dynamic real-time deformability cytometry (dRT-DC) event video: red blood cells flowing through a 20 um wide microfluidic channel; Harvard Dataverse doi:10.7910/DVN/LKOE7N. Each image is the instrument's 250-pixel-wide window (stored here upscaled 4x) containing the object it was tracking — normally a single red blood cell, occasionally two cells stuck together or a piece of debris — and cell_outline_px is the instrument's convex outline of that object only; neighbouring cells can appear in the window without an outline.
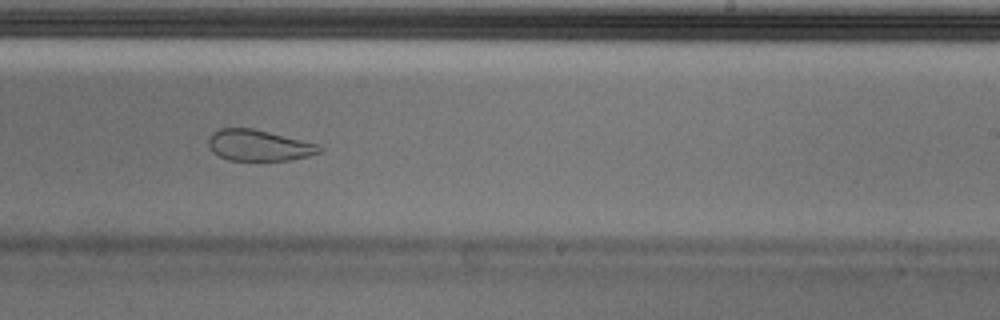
{"species": "Egyptian fruit bat (a non-hibernating species)", "species_latin": "Rousettus aegyptiacus", "temperature_condition": "cold", "stored_images_in_passage": 50, "camera_frame_rate_fps": 3000, "um_per_image_px": 0.085, "animal": {"sex": "male"}, "frame": {"image": 1, "passage_image": 29, "time_ms": 9.333, "image_size_px": [1000, 320], "cell_outline_px": [[324, 148], [320, 152], [308, 156], [292, 160], [228, 160], [212, 152], [208, 144], [208, 136], [212, 132], [220, 128], [252, 128], [320, 144]], "centroid_in_image_um": [22.0, 12.35], "position_along_channel_um": 267.0, "area_um2": 20.23}, "authors_computed_cell_mechanics": {"area_um2": 23.6691, "velocity_mm_per_s": 3.6551, "shape_relaxation_time_tau1_ms": null, "shape_relaxation_time_tau2_ms": 1.626, "deformation_change_tau1": null, "deformation_change_tau2": 0.0655}}